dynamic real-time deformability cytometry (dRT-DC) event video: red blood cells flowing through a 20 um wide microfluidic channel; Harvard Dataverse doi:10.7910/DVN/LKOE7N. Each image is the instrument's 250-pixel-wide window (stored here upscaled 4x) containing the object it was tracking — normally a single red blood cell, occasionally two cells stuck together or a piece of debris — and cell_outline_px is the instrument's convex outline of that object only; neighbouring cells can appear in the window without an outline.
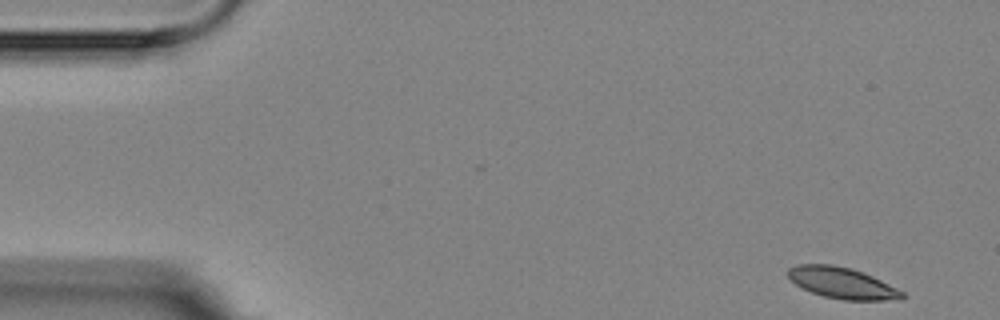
{"species": "Egyptian fruit bat (a non-hibernating species)", "species_latin": "Rousettus aegyptiacus", "temperature_condition": "room temperature", "stored_images_in_passage": 4, "camera_frame_rate_fps": 3000, "um_per_image_px": 0.085, "animal": {"sex": "female"}, "frame": {"image": 1, "passage_image": 1, "time_ms": 0.0, "image_size_px": [1000, 320], "cell_outline_px": [[908, 296], [900, 300], [844, 300], [824, 296], [812, 292], [796, 284], [788, 276], [788, 268], [800, 264], [832, 264], [852, 268], [872, 276], [904, 292]], "centroid_in_image_um": [71.62, 24.06], "position_along_channel_um": 13.4, "area_um2": 20.63}}